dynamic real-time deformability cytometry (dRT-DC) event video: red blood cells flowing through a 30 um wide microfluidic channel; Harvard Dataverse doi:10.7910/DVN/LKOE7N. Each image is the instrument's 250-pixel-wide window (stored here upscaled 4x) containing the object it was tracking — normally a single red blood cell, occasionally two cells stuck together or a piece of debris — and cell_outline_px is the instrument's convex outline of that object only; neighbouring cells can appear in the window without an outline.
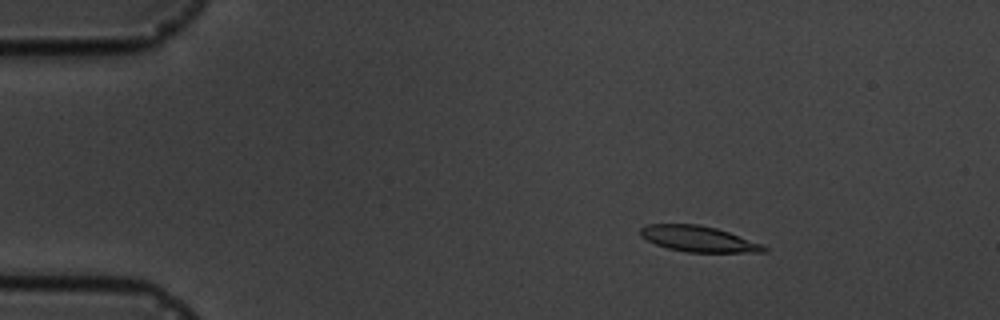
{"species": "common noctule bat (a hibernating species)", "species_latin": "Nyctalus noctula", "temperature_condition": "cold", "stored_images_in_passage": 5, "camera_frame_rate_fps": 3000, "um_per_image_px": 0.085, "animal": {"sex": "male", "body_mass_g": 19.5, "forearm_length_mm": 54.6}, "frame": {"image": 1, "passage_image": 3, "time_ms": 2.333, "image_size_px": [1000, 320], "cell_outline_px": [[768, 252], [684, 252], [668, 248], [656, 244], [640, 236], [640, 228], [648, 224], [700, 224], [716, 228], [764, 244], [768, 248]], "centroid_in_image_um": [59.39, 20.31], "position_along_channel_um": 25.6, "area_um2": 18.61}}
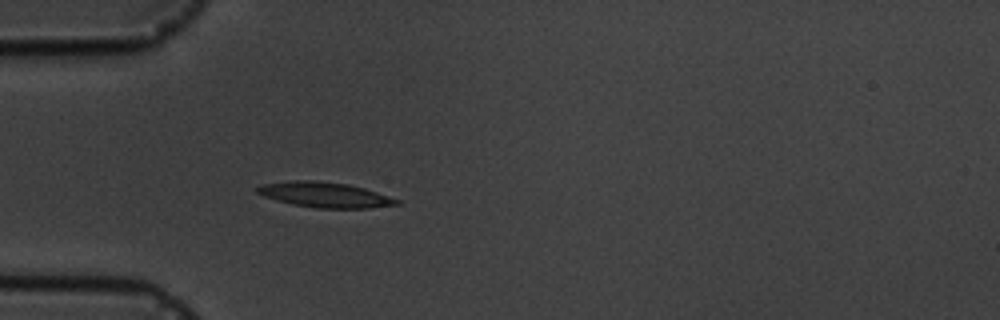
{"frame": {"image": 2, "passage_image": 5, "time_ms": 5.0, "image_size_px": [1000, 320], "cell_outline_px": [[400, 204], [368, 208], [316, 208], [292, 204], [276, 200], [264, 196], [256, 192], [256, 188], [260, 184], [296, 180], [316, 180], [348, 184], [364, 188], [400, 200]], "centroid_in_image_um": [27.59, 16.55], "position_along_channel_um": 57.4, "area_um2": 20.46}}